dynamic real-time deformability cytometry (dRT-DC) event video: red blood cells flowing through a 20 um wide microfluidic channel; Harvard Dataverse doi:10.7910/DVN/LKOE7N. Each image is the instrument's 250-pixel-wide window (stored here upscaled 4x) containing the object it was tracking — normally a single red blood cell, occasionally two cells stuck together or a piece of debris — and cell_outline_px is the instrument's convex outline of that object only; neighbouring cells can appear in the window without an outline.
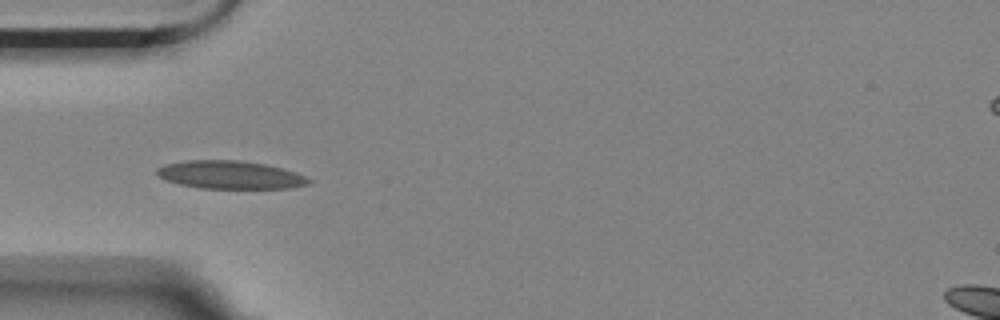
{"species": "Egyptian fruit bat (a non-hibernating species)", "species_latin": "Rousettus aegyptiacus", "temperature_condition": "room temperature", "stored_images_in_passage": 4, "camera_frame_rate_fps": 3000, "um_per_image_px": 0.085, "animal": {"sex": "female"}, "frame": {"image": 1, "passage_image": 4, "time_ms": 1.0, "image_size_px": [1000, 320], "cell_outline_px": [[312, 180], [308, 184], [288, 188], [200, 188], [180, 184], [164, 180], [156, 176], [156, 168], [168, 164], [188, 160], [240, 160], [264, 164], [284, 168], [296, 172]], "centroid_in_image_um": [19.55, 14.86], "position_along_channel_um": 65.5, "area_um2": 24.8}}